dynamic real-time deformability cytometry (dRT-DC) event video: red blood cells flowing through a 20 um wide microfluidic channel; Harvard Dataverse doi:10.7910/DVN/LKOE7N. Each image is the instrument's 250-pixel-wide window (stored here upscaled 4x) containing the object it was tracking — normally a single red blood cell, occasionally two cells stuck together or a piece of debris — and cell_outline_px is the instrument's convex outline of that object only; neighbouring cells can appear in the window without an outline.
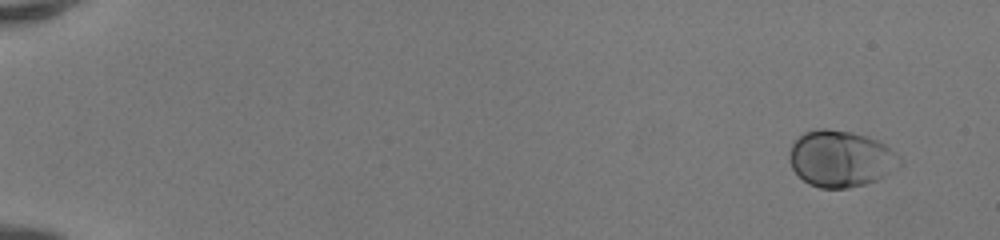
{"species": "human", "species_latin": "Homo sapiens", "temperature_condition": "room temperature", "stored_images_in_passage": 49, "camera_frame_rate_fps": 3000, "um_per_image_px": 0.085, "donor": {"sex": "female"}, "frame": {"image": 1, "passage_image": 1, "time_ms": 0.0, "image_size_px": [1000, 240], "cell_outline_px": [[904, 164], [876, 180], [864, 184], [848, 188], [820, 188], [808, 184], [792, 168], [788, 156], [792, 144], [804, 132], [820, 128], [828, 128], [852, 132], [868, 136], [884, 144], [900, 156], [904, 160]], "centroid_in_image_um": [71.48, 13.48], "position_along_channel_um": 13.5, "area_um2": 36.41}}
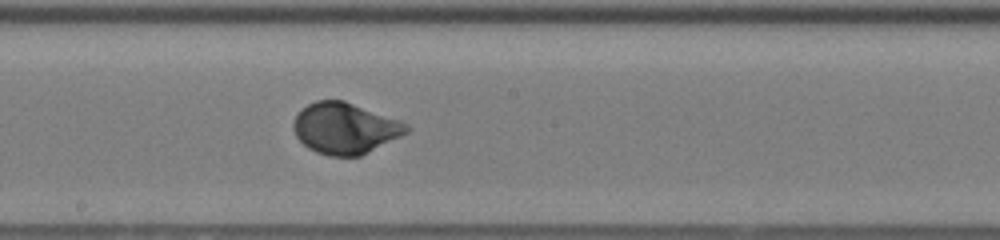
{"frame": {"image": 2, "passage_image": 28, "time_ms": 9.0, "image_size_px": [1000, 240], "cell_outline_px": [[412, 128], [408, 132], [360, 156], [328, 156], [316, 152], [308, 148], [296, 136], [292, 128], [292, 124], [296, 116], [308, 104], [316, 100], [344, 100], [400, 120], [408, 124]], "centroid_in_image_um": [29.33, 10.9], "position_along_channel_um": 218.9, "area_um2": 33.58}}
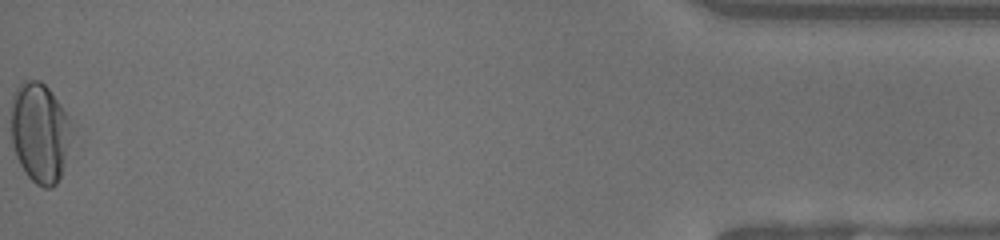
{"frame": {"image": 3, "passage_image": 49, "time_ms": 16.0, "image_size_px": [1000, 240], "cell_outline_px": [[80, 128], [60, 176], [56, 184], [52, 188], [44, 188], [36, 184], [24, 172], [16, 156], [12, 144], [12, 96], [16, 88], [24, 80], [40, 80], [48, 88]], "centroid_in_image_um": [3.5, 11.28], "position_along_channel_um": 431.7, "area_um2": 36.82}, "authors_computed_cell_mechanics": {"area_um2": 32.8882, "velocity_mm_per_s": 4.1827, "shape_relaxation_time_tau1_ms": 2.7335, "shape_relaxation_time_tau2_ms": null, "deformation_change_tau1": 0.1502, "deformation_change_tau2": null}}